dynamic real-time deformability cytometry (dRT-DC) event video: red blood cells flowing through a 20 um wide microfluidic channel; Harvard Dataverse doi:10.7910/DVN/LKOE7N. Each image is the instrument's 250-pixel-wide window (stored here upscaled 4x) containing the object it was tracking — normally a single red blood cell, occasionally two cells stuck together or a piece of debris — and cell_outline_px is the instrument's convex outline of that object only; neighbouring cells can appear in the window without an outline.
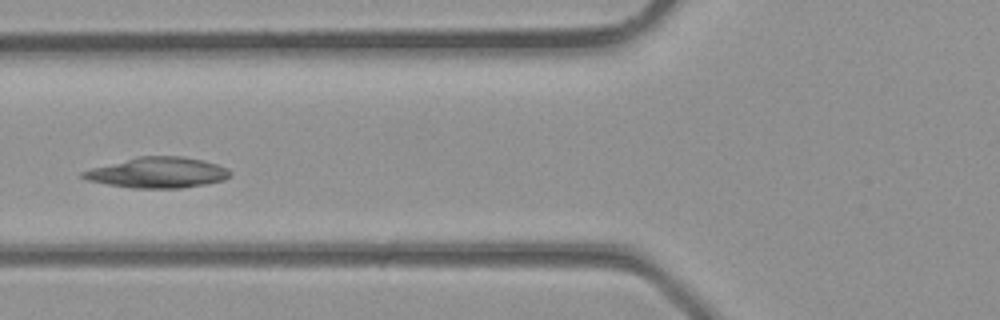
{"species": "common noctule bat (a hibernating species)", "species_latin": "Nyctalus noctula", "temperature_condition": "room temperature", "stored_images_in_passage": 5, "camera_frame_rate_fps": 3000, "um_per_image_px": 0.085, "animal": {"sex": "male", "body_mass_g": 23.1, "forearm_length_mm": 52.7}, "frame": {"image": 1, "passage_image": 5, "time_ms": 1.333, "image_size_px": [1000, 320], "cell_outline_px": [[232, 172], [224, 180], [204, 184], [180, 188], [132, 188], [108, 184], [88, 180], [80, 176], [80, 172], [92, 168], [136, 156], [184, 156], [204, 160], [216, 164]], "centroid_in_image_um": [13.37, 14.66], "position_along_channel_um": 112.4, "area_um2": 26.13}}